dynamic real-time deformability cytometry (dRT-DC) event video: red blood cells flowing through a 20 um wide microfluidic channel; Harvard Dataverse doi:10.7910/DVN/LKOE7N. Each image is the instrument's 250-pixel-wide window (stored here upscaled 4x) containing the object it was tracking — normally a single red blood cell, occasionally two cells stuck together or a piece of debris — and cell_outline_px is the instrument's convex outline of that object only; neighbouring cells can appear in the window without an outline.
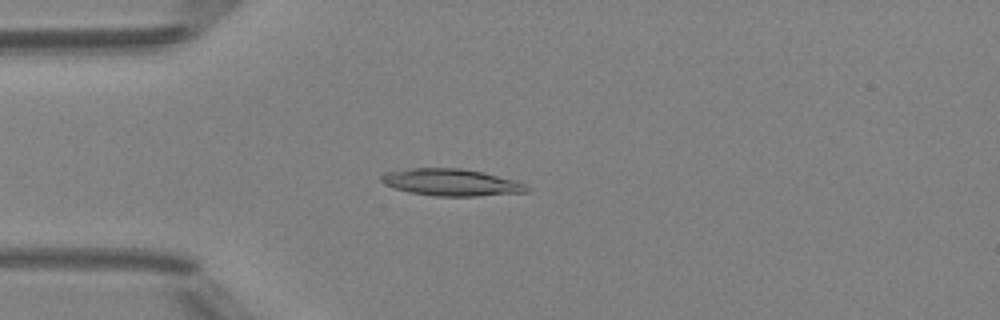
{"species": "Egyptian fruit bat (a non-hibernating species)", "species_latin": "Rousettus aegyptiacus", "temperature_condition": "room temperature", "stored_images_in_passage": 48, "camera_frame_rate_fps": 3000, "um_per_image_px": 0.085, "animal": {"sex": "female"}, "frame": {"image": 1, "passage_image": 13, "time_ms": 4.0, "image_size_px": [1000, 320], "cell_outline_px": [[532, 192], [476, 196], [436, 196], [408, 192], [384, 184], [380, 180], [380, 176], [384, 172], [412, 168], [460, 168], [480, 172], [528, 184], [532, 188]], "centroid_in_image_um": [38.38, 15.51], "position_along_channel_um": 46.6, "area_um2": 22.89}}
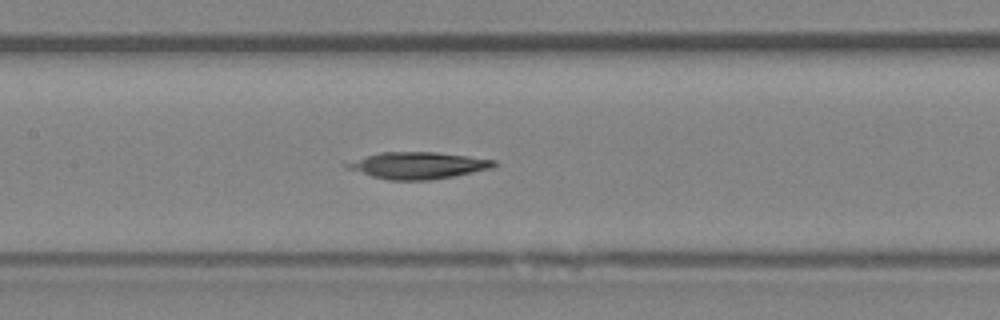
{"frame": {"image": 2, "passage_image": 23, "time_ms": 7.333, "image_size_px": [1000, 320], "cell_outline_px": [[496, 164], [492, 168], [452, 176], [428, 180], [388, 180], [372, 176], [348, 168], [344, 164], [380, 152], [436, 152], [468, 156], [496, 160]], "centroid_in_image_um": [35.57, 14.06], "position_along_channel_um": 171.8, "area_um2": 22.43}}
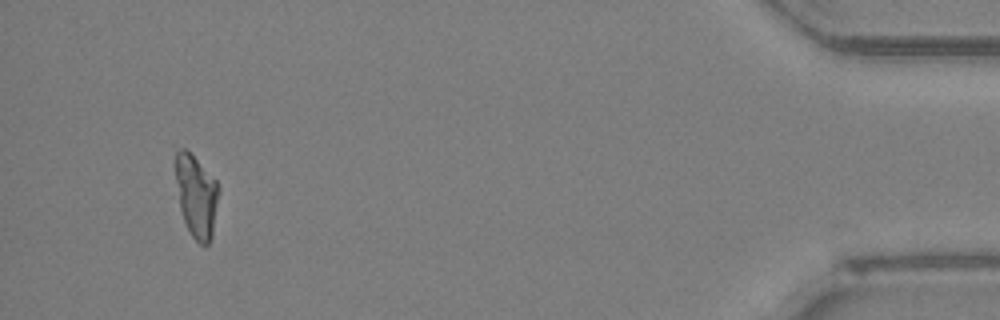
{"frame": {"image": 3, "passage_image": 46, "time_ms": 15.0, "image_size_px": [1000, 320], "cell_outline_px": [[220, 192], [212, 236], [208, 244], [200, 244], [192, 236], [184, 220], [180, 208], [176, 180], [172, 144], [184, 148], [216, 180], [220, 188]], "centroid_in_image_um": [16.66, 16.58], "position_along_channel_um": 418.5, "area_um2": 21.04}, "authors_computed_cell_mechanics": {"area_um2": 22.5709, "velocity_mm_per_s": 4.2145, "shape_relaxation_time_tau1_ms": 5.4158, "shape_relaxation_time_tau2_ms": 1.5, "deformation_change_tau1": 0.1554, "deformation_change_tau2": 0.04}}